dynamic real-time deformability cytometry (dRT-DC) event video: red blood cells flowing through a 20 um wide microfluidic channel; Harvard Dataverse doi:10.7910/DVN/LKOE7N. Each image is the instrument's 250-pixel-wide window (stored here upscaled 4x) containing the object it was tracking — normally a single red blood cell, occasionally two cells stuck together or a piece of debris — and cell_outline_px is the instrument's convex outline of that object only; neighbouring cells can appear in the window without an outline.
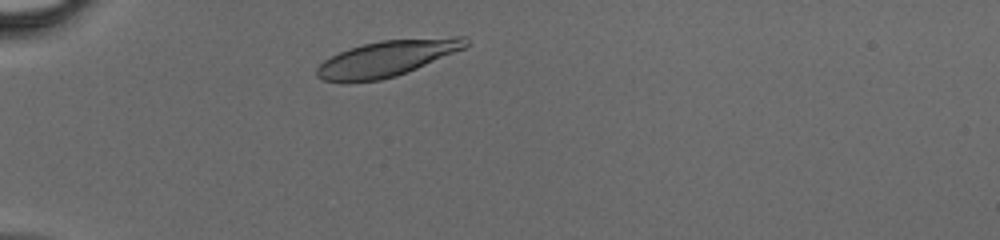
{"species": "human", "species_latin": "Homo sapiens", "temperature_condition": "cold", "stored_images_in_passage": 28, "camera_frame_rate_fps": 3000, "um_per_image_px": 0.085, "donor": {"sex": "male"}, "frame": {"image": 1, "passage_image": 1, "time_ms": 0.0, "image_size_px": [1000, 240], "cell_outline_px": [[468, 44], [464, 48], [416, 68], [396, 76], [380, 80], [324, 80], [316, 76], [316, 68], [324, 60], [340, 52], [364, 44], [380, 40], [452, 36], [464, 36], [468, 40]], "centroid_in_image_um": [32.94, 4.93], "position_along_channel_um": 52.1, "area_um2": 30.4}}
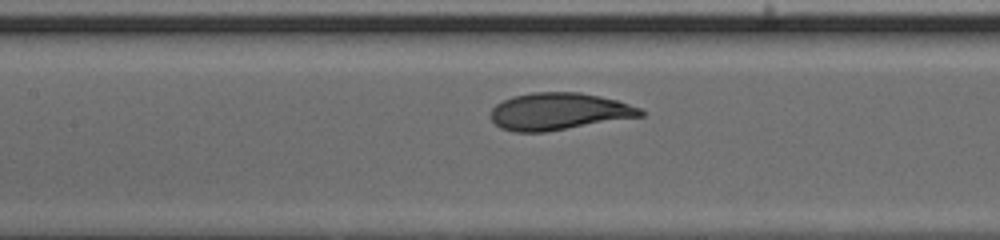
{"frame": {"image": 2, "passage_image": 10, "time_ms": 3.0, "image_size_px": [1000, 240], "cell_outline_px": [[644, 116], [548, 132], [512, 132], [500, 128], [492, 120], [492, 108], [496, 104], [512, 96], [532, 92], [580, 92], [600, 96], [616, 100], [640, 108], [644, 112]], "centroid_in_image_um": [47.51, 9.48], "position_along_channel_um": 159.9, "area_um2": 32.54}}
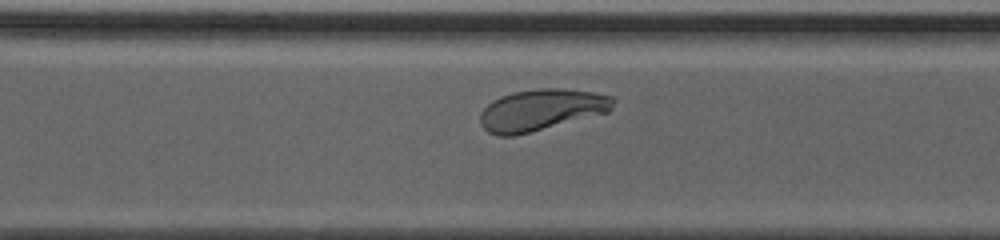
{"frame": {"image": 3, "passage_image": 21, "time_ms": 6.667, "image_size_px": [1000, 240], "cell_outline_px": [[616, 100], [612, 108], [608, 112], [512, 136], [496, 136], [488, 132], [480, 124], [480, 112], [492, 100], [500, 96], [512, 92], [540, 88], [560, 88], [592, 92], [612, 96]], "centroid_in_image_um": [45.98, 9.33], "position_along_channel_um": 324.6, "area_um2": 31.91}}